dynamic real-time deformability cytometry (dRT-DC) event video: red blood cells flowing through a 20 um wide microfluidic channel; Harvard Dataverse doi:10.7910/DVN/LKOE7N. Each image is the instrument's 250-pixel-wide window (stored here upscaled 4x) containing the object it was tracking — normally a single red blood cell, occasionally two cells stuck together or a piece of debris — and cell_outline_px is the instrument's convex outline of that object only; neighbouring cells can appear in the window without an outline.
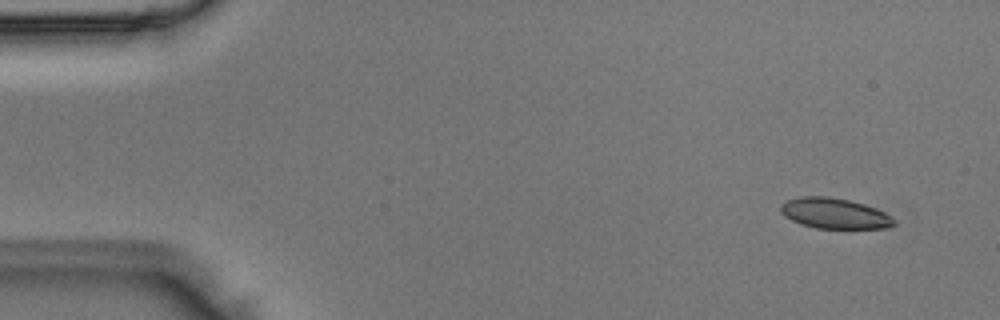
{"species": "Egyptian fruit bat (a non-hibernating species)", "species_latin": "Rousettus aegyptiacus", "temperature_condition": "room temperature", "stored_images_in_passage": 4, "camera_frame_rate_fps": 3000, "um_per_image_px": 0.085, "animal": {"sex": "male"}, "frame": {"image": 1, "passage_image": 1, "time_ms": 0.0, "image_size_px": [1000, 320], "cell_outline_px": [[896, 224], [888, 228], [816, 228], [800, 224], [784, 216], [780, 212], [780, 204], [788, 200], [800, 196], [828, 196], [848, 200], [864, 204], [876, 208], [892, 216], [896, 220]], "centroid_in_image_um": [70.94, 18.14], "position_along_channel_um": 14.1, "area_um2": 20.29}}
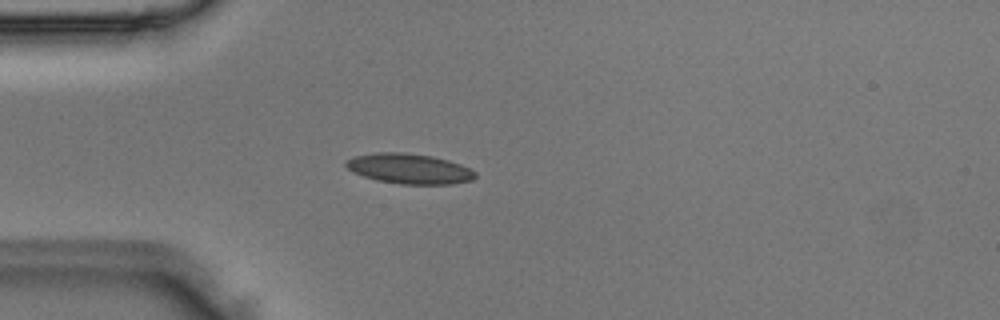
{"frame": {"image": 2, "passage_image": 4, "time_ms": 1.0, "image_size_px": [1000, 320], "cell_outline_px": [[476, 176], [472, 180], [452, 184], [400, 184], [376, 180], [352, 172], [344, 164], [352, 156], [376, 152], [404, 152], [432, 156], [448, 160], [460, 164], [476, 172]], "centroid_in_image_um": [34.77, 14.33], "position_along_channel_um": 50.2, "area_um2": 22.77}}